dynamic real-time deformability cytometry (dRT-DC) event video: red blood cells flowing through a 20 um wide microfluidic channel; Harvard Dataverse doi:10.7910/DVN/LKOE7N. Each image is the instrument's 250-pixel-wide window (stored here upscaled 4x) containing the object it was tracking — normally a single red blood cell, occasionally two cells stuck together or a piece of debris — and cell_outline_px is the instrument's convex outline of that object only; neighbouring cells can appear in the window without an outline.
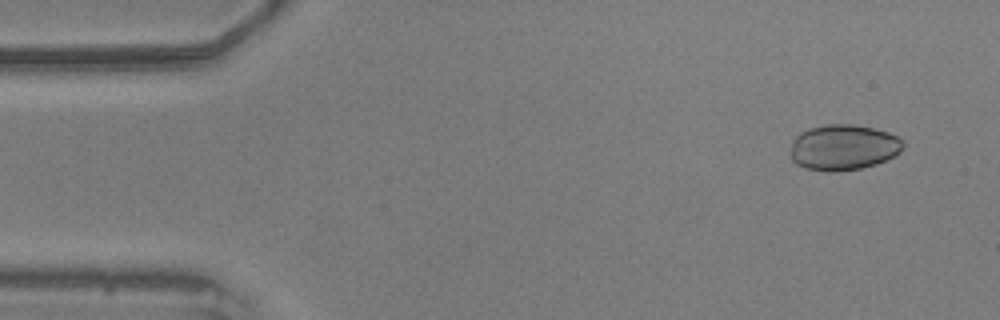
{"species": "common noctule bat (a hibernating species)", "species_latin": "Nyctalus noctula", "temperature_condition": "warm", "stored_images_in_passage": 54, "camera_frame_rate_fps": 3000, "um_per_image_px": 0.085, "animal": {"sex": "male", "body_mass_g": 20.5, "forearm_length_mm": 52.5}, "frame": {"image": 1, "passage_image": 4, "time_ms": 1.0, "image_size_px": [1000, 320], "cell_outline_px": [[904, 144], [900, 152], [896, 156], [876, 164], [860, 168], [836, 172], [828, 172], [804, 168], [796, 164], [792, 160], [792, 140], [800, 132], [812, 128], [828, 124], [852, 124], [872, 128], [888, 132], [896, 136]], "centroid_in_image_um": [71.69, 12.54], "position_along_channel_um": 13.3, "area_um2": 29.94}}
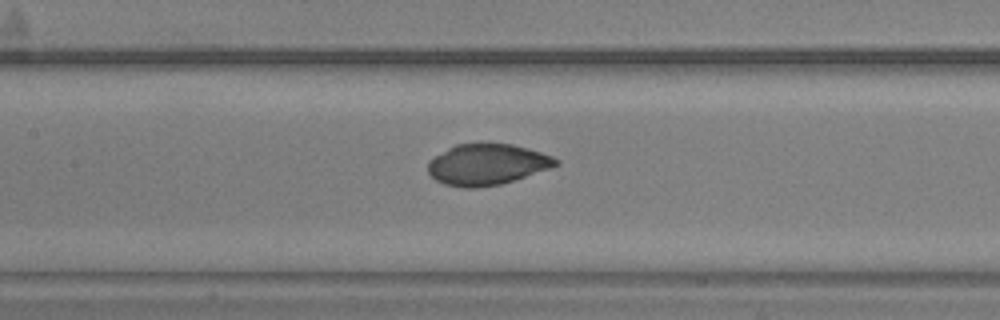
{"frame": {"image": 2, "passage_image": 25, "time_ms": 8.0, "image_size_px": [1000, 320], "cell_outline_px": [[560, 164], [552, 168], [500, 184], [476, 188], [464, 188], [444, 184], [436, 180], [428, 172], [428, 160], [448, 148], [456, 144], [512, 144], [528, 148], [552, 156], [560, 160]], "centroid_in_image_um": [41.41, 13.98], "position_along_channel_um": 166.0, "area_um2": 30.52}}
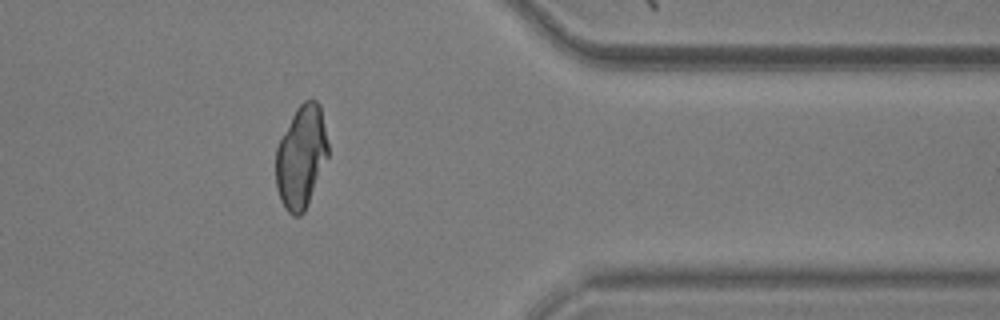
{"frame": {"image": 3, "passage_image": 45, "time_ms": 14.667, "image_size_px": [1000, 320], "cell_outline_px": [[328, 156], [308, 204], [304, 212], [300, 216], [292, 216], [284, 208], [280, 200], [276, 188], [276, 148], [296, 108], [304, 100], [316, 100], [320, 104], [328, 144]], "centroid_in_image_um": [25.59, 13.36], "position_along_channel_um": 385.8, "area_um2": 31.15}}